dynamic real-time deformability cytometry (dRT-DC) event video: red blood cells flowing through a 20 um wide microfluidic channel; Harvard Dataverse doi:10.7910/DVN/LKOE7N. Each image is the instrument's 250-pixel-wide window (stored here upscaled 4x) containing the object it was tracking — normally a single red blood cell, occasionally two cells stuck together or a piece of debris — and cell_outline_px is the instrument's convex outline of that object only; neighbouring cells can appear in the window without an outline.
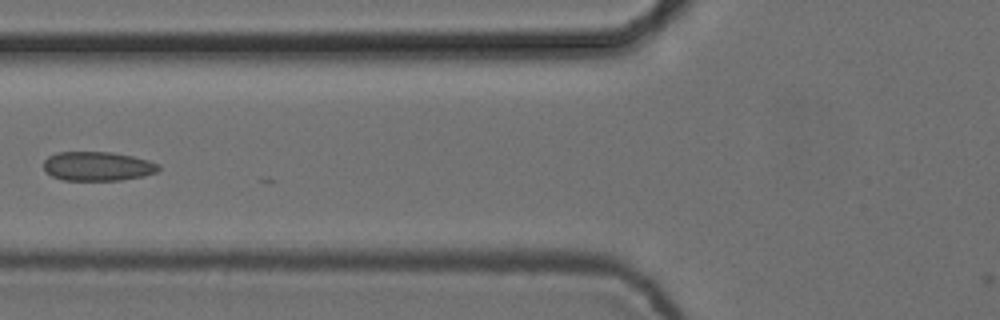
{"species": "common noctule bat (a hibernating species)", "species_latin": "Nyctalus noctula", "temperature_condition": "cold", "stored_images_in_passage": 6, "camera_frame_rate_fps": 3000, "um_per_image_px": 0.085, "animal": {"sex": "female", "body_mass_g": 24.6, "forearm_length_mm": 56.2}, "frame": {"image": 1, "passage_image": 6, "time_ms": 1.667, "image_size_px": [1000, 320], "cell_outline_px": [[160, 168], [156, 172], [144, 176], [120, 180], [64, 180], [52, 176], [44, 172], [44, 160], [48, 156], [56, 152], [112, 152], [132, 156], [148, 160], [160, 164]], "centroid_in_image_um": [8.28, 14.13], "position_along_channel_um": 117.5, "area_um2": 19.65}}